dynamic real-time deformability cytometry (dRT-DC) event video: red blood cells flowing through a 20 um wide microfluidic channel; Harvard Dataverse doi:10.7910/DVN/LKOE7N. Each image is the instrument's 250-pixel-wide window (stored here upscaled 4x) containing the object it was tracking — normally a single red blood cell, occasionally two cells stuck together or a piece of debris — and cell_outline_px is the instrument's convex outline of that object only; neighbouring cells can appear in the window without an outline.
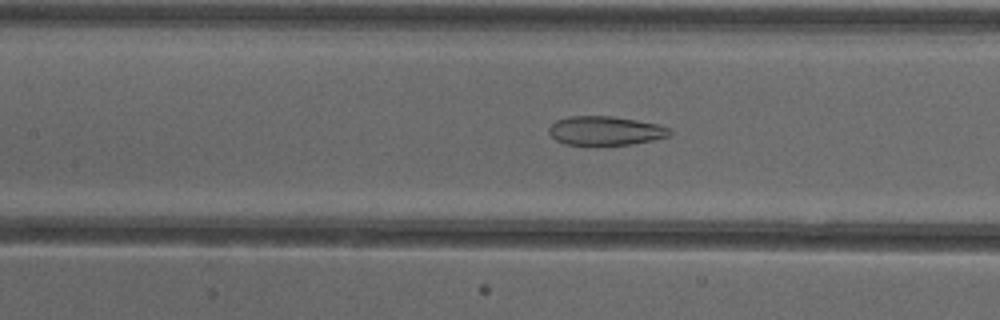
{"species": "common noctule bat (a hibernating species)", "species_latin": "Nyctalus noctula", "temperature_condition": "cold", "stored_images_in_passage": 41, "camera_frame_rate_fps": 3000, "um_per_image_px": 0.085, "animal": {"sex": "female"}, "frame": {"image": 1, "passage_image": 13, "time_ms": 4.0, "image_size_px": [1000, 320], "cell_outline_px": [[672, 132], [668, 136], [652, 140], [632, 144], [564, 144], [556, 140], [548, 132], [548, 128], [556, 120], [568, 116], [612, 116], [660, 124], [672, 128]], "centroid_in_image_um": [51.47, 11.09], "position_along_channel_um": 155.9, "area_um2": 20.35}}
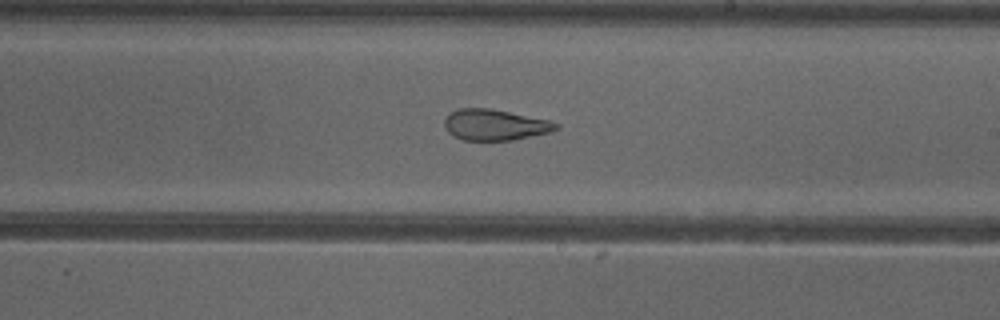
{"frame": {"image": 2, "passage_image": 20, "time_ms": 6.333, "image_size_px": [1000, 320], "cell_outline_px": [[560, 128], [548, 132], [512, 140], [464, 140], [452, 136], [448, 132], [444, 124], [444, 120], [448, 112], [460, 108], [488, 108], [548, 120], [560, 124]], "centroid_in_image_um": [42.02, 10.61], "position_along_channel_um": 247.0, "area_um2": 20.0}}
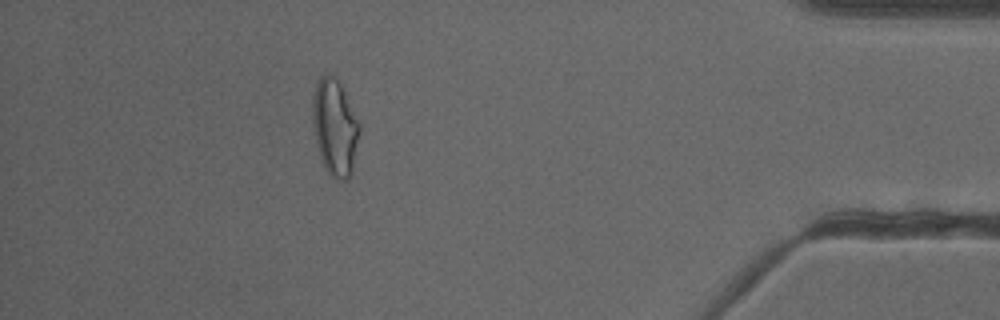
{"frame": {"image": 3, "passage_image": 36, "time_ms": 11.667, "image_size_px": [1000, 320], "cell_outline_px": [[360, 132], [352, 176], [348, 180], [336, 180], [324, 168], [320, 156], [312, 124], [312, 100], [316, 84], [320, 76], [336, 76], [360, 120]], "centroid_in_image_um": [28.49, 10.86], "position_along_channel_um": 406.7, "area_um2": 26.76}, "authors_computed_cell_mechanics": {"area_um2": 23.409, "velocity_mm_per_s": 3.9135, "shape_relaxation_time_tau1_ms": null, "shape_relaxation_time_tau2_ms": 2.2419, "deformation_change_tau1": null, "deformation_change_tau2": 0.1103}}